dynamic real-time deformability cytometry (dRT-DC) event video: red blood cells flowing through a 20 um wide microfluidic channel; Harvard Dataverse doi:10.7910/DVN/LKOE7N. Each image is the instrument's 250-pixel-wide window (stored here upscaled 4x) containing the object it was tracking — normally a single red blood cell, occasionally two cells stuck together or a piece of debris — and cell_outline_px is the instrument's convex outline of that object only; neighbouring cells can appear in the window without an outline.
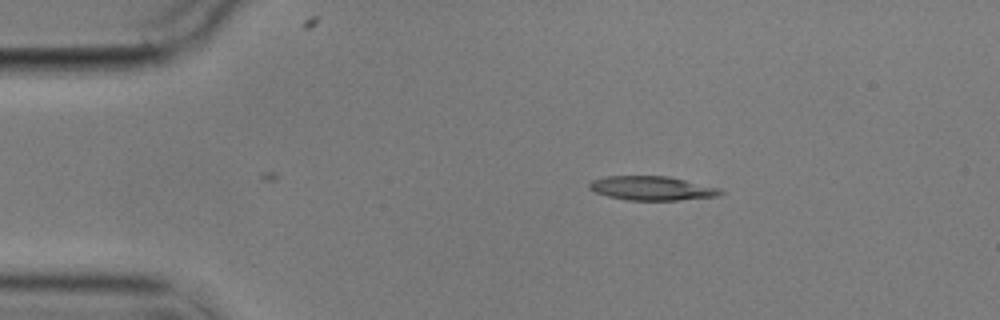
{"species": "common noctule bat (a hibernating species)", "species_latin": "Nyctalus noctula", "temperature_condition": "cold", "stored_images_in_passage": 4, "camera_frame_rate_fps": 3000, "um_per_image_px": 0.085, "animal": {"sex": "male", "body_mass_g": 17.9}, "frame": {"image": 1, "passage_image": 2, "time_ms": 1.0, "image_size_px": [1000, 320], "cell_outline_px": [[724, 192], [720, 196], [676, 200], [628, 200], [608, 196], [596, 192], [588, 188], [588, 184], [592, 180], [604, 176], [668, 176], [720, 188]], "centroid_in_image_um": [55.41, 16.0], "position_along_channel_um": 29.6, "area_um2": 18.38}}
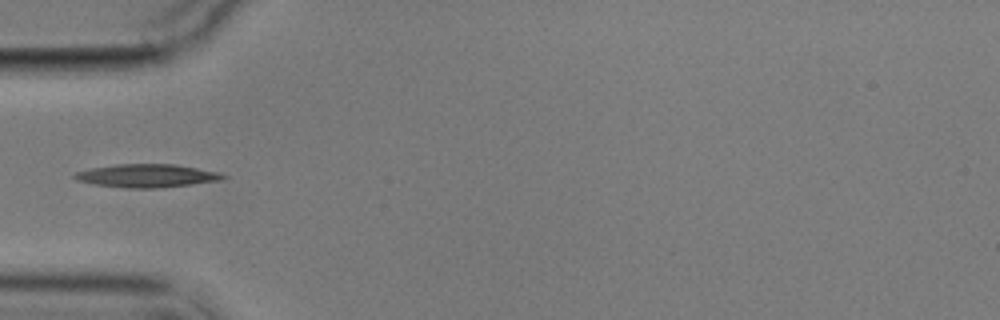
{"frame": {"image": 2, "passage_image": 4, "time_ms": 3.667, "image_size_px": [1000, 320], "cell_outline_px": [[228, 176], [220, 180], [192, 184], [156, 188], [128, 188], [92, 184], [76, 180], [72, 176], [76, 172], [92, 168], [116, 164], [172, 164], [196, 168], [216, 172]], "centroid_in_image_um": [12.43, 14.94], "position_along_channel_um": 72.6, "area_um2": 19.83}}